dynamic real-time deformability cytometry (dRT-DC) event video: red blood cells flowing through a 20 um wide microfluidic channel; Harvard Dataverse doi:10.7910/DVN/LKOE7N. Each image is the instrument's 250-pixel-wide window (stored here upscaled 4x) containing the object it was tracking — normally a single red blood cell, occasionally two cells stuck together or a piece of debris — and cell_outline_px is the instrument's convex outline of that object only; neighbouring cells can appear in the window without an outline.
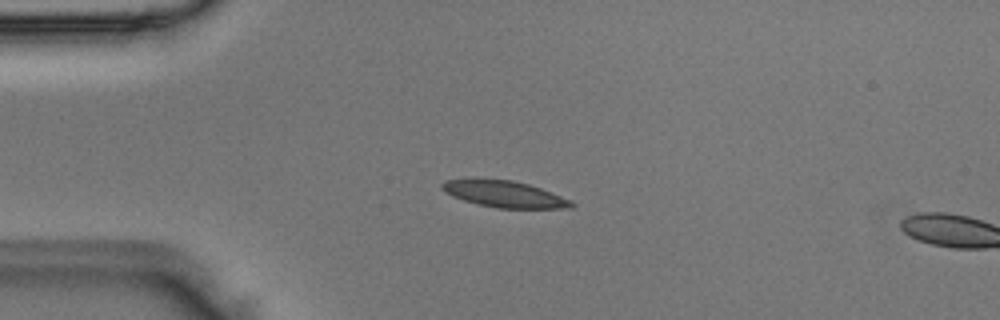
{"species": "Egyptian fruit bat (a non-hibernating species)", "species_latin": "Rousettus aegyptiacus", "temperature_condition": "room temperature", "stored_images_in_passage": 4, "camera_frame_rate_fps": 3000, "um_per_image_px": 0.085, "animal": {"sex": "male"}, "frame": {"image": 1, "passage_image": 3, "time_ms": 0.667, "image_size_px": [1000, 320], "cell_outline_px": [[576, 204], [572, 208], [496, 208], [476, 204], [452, 196], [444, 192], [440, 188], [440, 184], [444, 180], [512, 180], [528, 184], [540, 188], [572, 200]], "centroid_in_image_um": [42.89, 16.52], "position_along_channel_um": 42.1, "area_um2": 19.77}}